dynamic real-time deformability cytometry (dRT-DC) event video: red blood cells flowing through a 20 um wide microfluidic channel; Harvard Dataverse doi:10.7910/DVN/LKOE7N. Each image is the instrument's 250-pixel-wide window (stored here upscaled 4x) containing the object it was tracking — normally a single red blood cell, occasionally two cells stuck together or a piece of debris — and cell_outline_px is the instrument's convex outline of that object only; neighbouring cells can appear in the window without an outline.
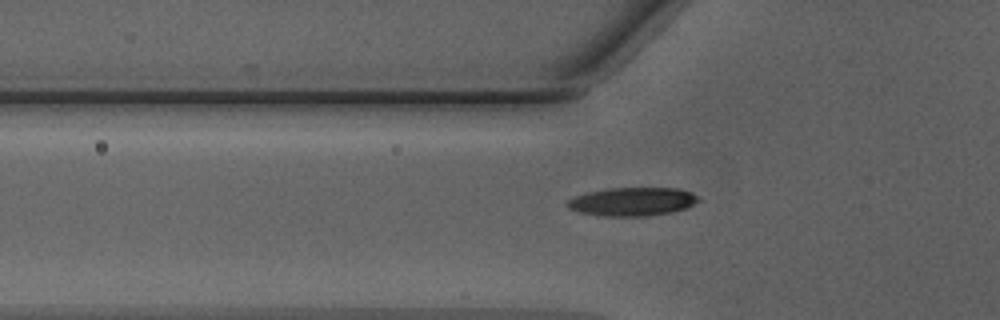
{"species": "Egyptian fruit bat (a non-hibernating species)", "species_latin": "Rousettus aegyptiacus", "temperature_condition": "warm", "stored_images_in_passage": 35, "camera_frame_rate_fps": 3000, "um_per_image_px": 0.085, "animal": {"sex": "male"}, "frame": {"image": 1, "passage_image": 4, "time_ms": 1.0, "image_size_px": [1000, 320], "cell_outline_px": [[700, 200], [684, 208], [672, 212], [648, 216], [604, 216], [580, 212], [568, 208], [564, 204], [568, 200], [576, 196], [588, 192], [608, 188], [680, 188], [692, 192]], "centroid_in_image_um": [53.74, 17.13], "position_along_channel_um": 72.1, "area_um2": 21.68}}
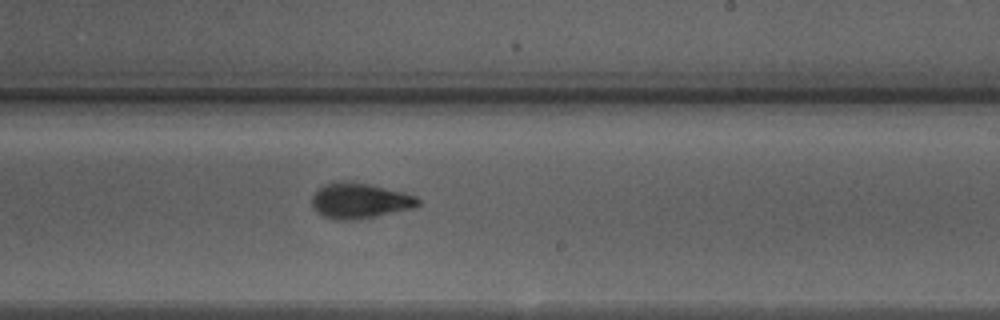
{"frame": {"image": 2, "passage_image": 17, "time_ms": 5.333, "image_size_px": [1000, 320], "cell_outline_px": [[420, 204], [412, 208], [376, 216], [352, 220], [336, 220], [324, 216], [312, 204], [312, 196], [324, 184], [340, 180], [368, 184], [404, 192], [416, 196], [420, 200]], "centroid_in_image_um": [30.59, 17.05], "position_along_channel_um": 258.4, "area_um2": 21.62}}
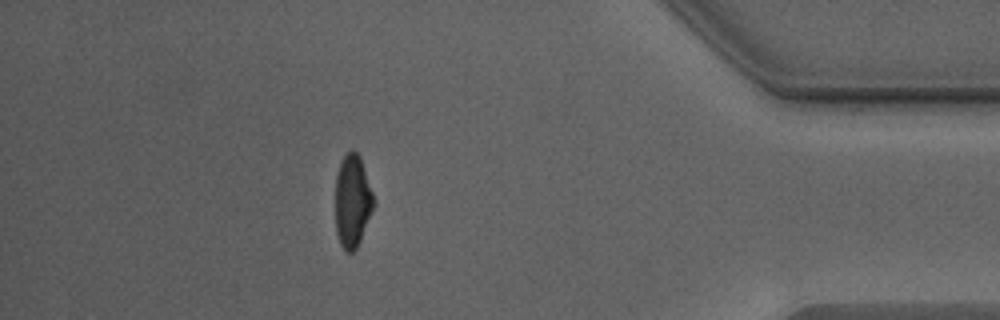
{"frame": {"image": 3, "passage_image": 30, "time_ms": 9.667, "image_size_px": [1000, 320], "cell_outline_px": [[376, 200], [360, 240], [356, 248], [352, 252], [344, 252], [340, 244], [336, 232], [336, 172], [340, 160], [352, 148], [360, 156]], "centroid_in_image_um": [29.95, 17.06], "position_along_channel_um": 405.2, "area_um2": 20.81}}